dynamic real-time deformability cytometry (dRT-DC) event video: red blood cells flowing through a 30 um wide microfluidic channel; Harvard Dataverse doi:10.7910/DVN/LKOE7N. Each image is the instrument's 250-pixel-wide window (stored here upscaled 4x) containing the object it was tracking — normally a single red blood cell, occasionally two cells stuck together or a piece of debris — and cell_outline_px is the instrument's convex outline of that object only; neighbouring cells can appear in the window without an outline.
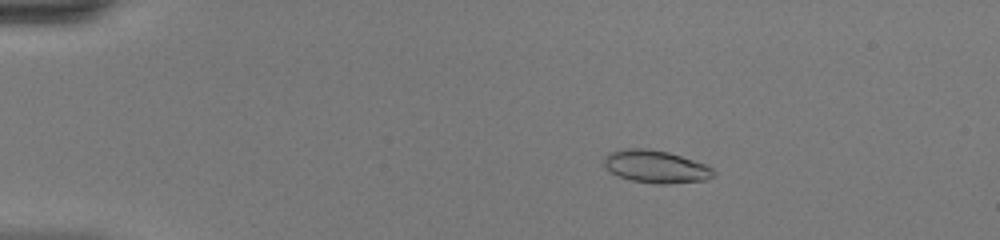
{"species": "common noctule bat (a hibernating species)", "species_latin": "Nyctalus noctula", "temperature_condition": "warm", "stored_images_in_passage": 48, "camera_frame_rate_fps": 3000, "um_per_image_px": 0.085, "animal": {"sex": "female", "body_mass_g": 20.0, "forearm_length_mm": 54.0}, "frame": {"image": 1, "passage_image": 10, "time_ms": 3.0, "image_size_px": [1000, 240], "cell_outline_px": [[716, 172], [708, 180], [668, 184], [656, 184], [632, 180], [616, 176], [604, 164], [604, 156], [608, 152], [620, 148], [648, 148], [668, 152], [708, 164]], "centroid_in_image_um": [55.76, 14.15], "position_along_channel_um": 29.2, "area_um2": 21.15}}
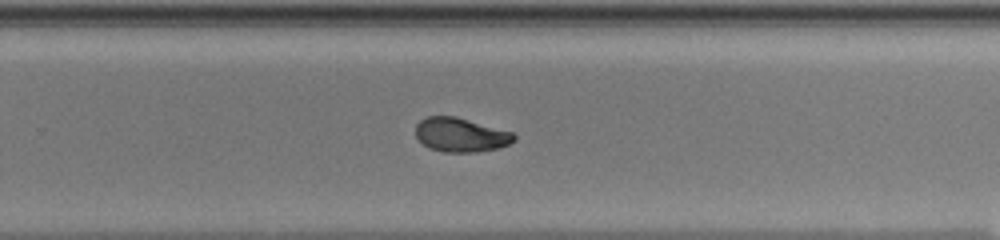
{"frame": {"image": 2, "passage_image": 33, "time_ms": 10.667, "image_size_px": [1000, 240], "cell_outline_px": [[516, 140], [500, 148], [476, 152], [444, 152], [428, 148], [416, 136], [416, 124], [420, 120], [428, 116], [456, 116], [512, 132], [516, 136]], "centroid_in_image_um": [39.17, 11.46], "position_along_channel_um": 290.6, "area_um2": 19.59}}
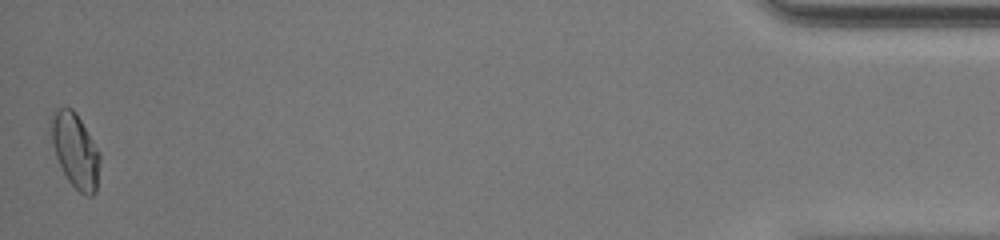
{"frame": {"image": 3, "passage_image": 48, "time_ms": 15.667, "image_size_px": [1000, 240], "cell_outline_px": [[100, 160], [96, 192], [92, 196], [84, 196], [68, 180], [56, 156], [52, 144], [52, 112], [56, 108], [72, 108], [76, 112], [100, 152]], "centroid_in_image_um": [6.42, 12.8], "position_along_channel_um": 428.8, "area_um2": 20.92}, "authors_computed_cell_mechanics": {"area_um2": 20.2878, "velocity_mm_per_s": 4.4542, "shape_relaxation_time_tau1_ms": 8.6986, "shape_relaxation_time_tau2_ms": 1.8997, "deformation_change_tau1": 0.2734, "deformation_change_tau2": 0.0585}}